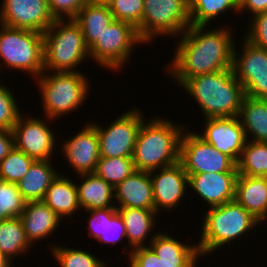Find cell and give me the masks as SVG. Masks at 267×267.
I'll return each mask as SVG.
<instances>
[{
    "label": "cell",
    "mask_w": 267,
    "mask_h": 267,
    "mask_svg": "<svg viewBox=\"0 0 267 267\" xmlns=\"http://www.w3.org/2000/svg\"><path fill=\"white\" fill-rule=\"evenodd\" d=\"M211 29L206 25H190L177 37L174 54L165 67L166 74L180 87L187 79L232 69L233 51L237 45L233 29L225 22ZM207 28V29H206ZM233 28V29H232ZM235 36V37H234Z\"/></svg>",
    "instance_id": "cell-1"
},
{
    "label": "cell",
    "mask_w": 267,
    "mask_h": 267,
    "mask_svg": "<svg viewBox=\"0 0 267 267\" xmlns=\"http://www.w3.org/2000/svg\"><path fill=\"white\" fill-rule=\"evenodd\" d=\"M202 218L201 228L199 227L200 239L196 241L202 259L237 242L234 245L236 247L238 241L249 238L247 235L253 232L252 229L260 230L262 227V224L236 200L207 208Z\"/></svg>",
    "instance_id": "cell-2"
},
{
    "label": "cell",
    "mask_w": 267,
    "mask_h": 267,
    "mask_svg": "<svg viewBox=\"0 0 267 267\" xmlns=\"http://www.w3.org/2000/svg\"><path fill=\"white\" fill-rule=\"evenodd\" d=\"M147 120V121H146ZM138 131L132 159L138 171H153L180 162V142L186 127L161 114L146 119Z\"/></svg>",
    "instance_id": "cell-3"
},
{
    "label": "cell",
    "mask_w": 267,
    "mask_h": 267,
    "mask_svg": "<svg viewBox=\"0 0 267 267\" xmlns=\"http://www.w3.org/2000/svg\"><path fill=\"white\" fill-rule=\"evenodd\" d=\"M180 87L200 107L203 119L239 116L245 97L233 69L193 76Z\"/></svg>",
    "instance_id": "cell-4"
},
{
    "label": "cell",
    "mask_w": 267,
    "mask_h": 267,
    "mask_svg": "<svg viewBox=\"0 0 267 267\" xmlns=\"http://www.w3.org/2000/svg\"><path fill=\"white\" fill-rule=\"evenodd\" d=\"M89 77L84 72H50L43 73L34 80L39 91V98L44 116L60 120L69 113L82 108L90 96ZM89 94V96H88ZM62 116V117H61Z\"/></svg>",
    "instance_id": "cell-5"
},
{
    "label": "cell",
    "mask_w": 267,
    "mask_h": 267,
    "mask_svg": "<svg viewBox=\"0 0 267 267\" xmlns=\"http://www.w3.org/2000/svg\"><path fill=\"white\" fill-rule=\"evenodd\" d=\"M43 39L44 71L82 72L78 67L90 59L89 48L74 19L54 20L43 33Z\"/></svg>",
    "instance_id": "cell-6"
},
{
    "label": "cell",
    "mask_w": 267,
    "mask_h": 267,
    "mask_svg": "<svg viewBox=\"0 0 267 267\" xmlns=\"http://www.w3.org/2000/svg\"><path fill=\"white\" fill-rule=\"evenodd\" d=\"M4 65L6 71H22L33 81L38 78L44 71L43 34L0 24V75Z\"/></svg>",
    "instance_id": "cell-7"
},
{
    "label": "cell",
    "mask_w": 267,
    "mask_h": 267,
    "mask_svg": "<svg viewBox=\"0 0 267 267\" xmlns=\"http://www.w3.org/2000/svg\"><path fill=\"white\" fill-rule=\"evenodd\" d=\"M143 6L137 32L147 46L158 37L175 39L191 25L188 0H144Z\"/></svg>",
    "instance_id": "cell-8"
},
{
    "label": "cell",
    "mask_w": 267,
    "mask_h": 267,
    "mask_svg": "<svg viewBox=\"0 0 267 267\" xmlns=\"http://www.w3.org/2000/svg\"><path fill=\"white\" fill-rule=\"evenodd\" d=\"M166 230H159L149 247H138L131 251L130 267H196L200 264L197 243L182 242ZM198 261V262H197Z\"/></svg>",
    "instance_id": "cell-9"
},
{
    "label": "cell",
    "mask_w": 267,
    "mask_h": 267,
    "mask_svg": "<svg viewBox=\"0 0 267 267\" xmlns=\"http://www.w3.org/2000/svg\"><path fill=\"white\" fill-rule=\"evenodd\" d=\"M141 44L145 43L139 37L136 27L114 20L89 48V57L93 63L99 64L105 70L109 69L110 73H118L130 63L134 49H137V45L142 46Z\"/></svg>",
    "instance_id": "cell-10"
},
{
    "label": "cell",
    "mask_w": 267,
    "mask_h": 267,
    "mask_svg": "<svg viewBox=\"0 0 267 267\" xmlns=\"http://www.w3.org/2000/svg\"><path fill=\"white\" fill-rule=\"evenodd\" d=\"M141 109L134 107L124 110V113L118 115L106 127L90 121L96 127L100 157H132L138 131L146 119Z\"/></svg>",
    "instance_id": "cell-11"
},
{
    "label": "cell",
    "mask_w": 267,
    "mask_h": 267,
    "mask_svg": "<svg viewBox=\"0 0 267 267\" xmlns=\"http://www.w3.org/2000/svg\"><path fill=\"white\" fill-rule=\"evenodd\" d=\"M26 115L22 113L13 127L15 147L34 160H53L59 144L49 124H54L56 120L46 116L40 119L32 113Z\"/></svg>",
    "instance_id": "cell-12"
},
{
    "label": "cell",
    "mask_w": 267,
    "mask_h": 267,
    "mask_svg": "<svg viewBox=\"0 0 267 267\" xmlns=\"http://www.w3.org/2000/svg\"><path fill=\"white\" fill-rule=\"evenodd\" d=\"M180 163L187 174L238 172L237 164L229 156L190 128H186L181 137Z\"/></svg>",
    "instance_id": "cell-13"
},
{
    "label": "cell",
    "mask_w": 267,
    "mask_h": 267,
    "mask_svg": "<svg viewBox=\"0 0 267 267\" xmlns=\"http://www.w3.org/2000/svg\"><path fill=\"white\" fill-rule=\"evenodd\" d=\"M242 39L239 41L241 48L234 46V75L243 85L245 95L267 100V49L253 45L244 37Z\"/></svg>",
    "instance_id": "cell-14"
},
{
    "label": "cell",
    "mask_w": 267,
    "mask_h": 267,
    "mask_svg": "<svg viewBox=\"0 0 267 267\" xmlns=\"http://www.w3.org/2000/svg\"><path fill=\"white\" fill-rule=\"evenodd\" d=\"M75 135L60 141L59 151L74 170V175L94 173L100 158L99 138L96 127L87 121Z\"/></svg>",
    "instance_id": "cell-15"
},
{
    "label": "cell",
    "mask_w": 267,
    "mask_h": 267,
    "mask_svg": "<svg viewBox=\"0 0 267 267\" xmlns=\"http://www.w3.org/2000/svg\"><path fill=\"white\" fill-rule=\"evenodd\" d=\"M0 24L44 33L53 23L48 0H2Z\"/></svg>",
    "instance_id": "cell-16"
},
{
    "label": "cell",
    "mask_w": 267,
    "mask_h": 267,
    "mask_svg": "<svg viewBox=\"0 0 267 267\" xmlns=\"http://www.w3.org/2000/svg\"><path fill=\"white\" fill-rule=\"evenodd\" d=\"M150 177L154 207L158 215L163 209L165 212L176 210L185 199V195L189 193V177L180 162L150 171Z\"/></svg>",
    "instance_id": "cell-17"
},
{
    "label": "cell",
    "mask_w": 267,
    "mask_h": 267,
    "mask_svg": "<svg viewBox=\"0 0 267 267\" xmlns=\"http://www.w3.org/2000/svg\"><path fill=\"white\" fill-rule=\"evenodd\" d=\"M203 120L205 121L203 129L197 134L237 164L247 141L239 117L205 118Z\"/></svg>",
    "instance_id": "cell-18"
},
{
    "label": "cell",
    "mask_w": 267,
    "mask_h": 267,
    "mask_svg": "<svg viewBox=\"0 0 267 267\" xmlns=\"http://www.w3.org/2000/svg\"><path fill=\"white\" fill-rule=\"evenodd\" d=\"M189 189L191 195L207 203V208L220 206L226 202L235 200L236 180L238 172H208L200 174H188Z\"/></svg>",
    "instance_id": "cell-19"
},
{
    "label": "cell",
    "mask_w": 267,
    "mask_h": 267,
    "mask_svg": "<svg viewBox=\"0 0 267 267\" xmlns=\"http://www.w3.org/2000/svg\"><path fill=\"white\" fill-rule=\"evenodd\" d=\"M20 219L26 237L33 246H36L34 242L37 244L54 236L58 226L63 223V220L43 201L27 202Z\"/></svg>",
    "instance_id": "cell-20"
},
{
    "label": "cell",
    "mask_w": 267,
    "mask_h": 267,
    "mask_svg": "<svg viewBox=\"0 0 267 267\" xmlns=\"http://www.w3.org/2000/svg\"><path fill=\"white\" fill-rule=\"evenodd\" d=\"M114 193L116 207L155 210L150 172L135 170L114 187Z\"/></svg>",
    "instance_id": "cell-21"
},
{
    "label": "cell",
    "mask_w": 267,
    "mask_h": 267,
    "mask_svg": "<svg viewBox=\"0 0 267 267\" xmlns=\"http://www.w3.org/2000/svg\"><path fill=\"white\" fill-rule=\"evenodd\" d=\"M116 208L125 225V241L128 243L126 245L129 246L131 250L138 247H149L151 241L158 234L156 231L157 229L155 228H158L156 222H158L157 217L159 215L156 213V211L141 208ZM148 237L151 238L149 239Z\"/></svg>",
    "instance_id": "cell-22"
},
{
    "label": "cell",
    "mask_w": 267,
    "mask_h": 267,
    "mask_svg": "<svg viewBox=\"0 0 267 267\" xmlns=\"http://www.w3.org/2000/svg\"><path fill=\"white\" fill-rule=\"evenodd\" d=\"M42 201L62 220L68 221V218H71L70 223L73 221L72 216L75 217V213L78 212L79 215L81 212L76 184L70 176L61 172L49 186Z\"/></svg>",
    "instance_id": "cell-23"
},
{
    "label": "cell",
    "mask_w": 267,
    "mask_h": 267,
    "mask_svg": "<svg viewBox=\"0 0 267 267\" xmlns=\"http://www.w3.org/2000/svg\"><path fill=\"white\" fill-rule=\"evenodd\" d=\"M235 200L261 224L267 222V184L263 177L238 174Z\"/></svg>",
    "instance_id": "cell-24"
},
{
    "label": "cell",
    "mask_w": 267,
    "mask_h": 267,
    "mask_svg": "<svg viewBox=\"0 0 267 267\" xmlns=\"http://www.w3.org/2000/svg\"><path fill=\"white\" fill-rule=\"evenodd\" d=\"M74 177L80 179L76 182L78 202L80 208L85 210L104 209L116 207L114 187L95 173L81 174Z\"/></svg>",
    "instance_id": "cell-25"
},
{
    "label": "cell",
    "mask_w": 267,
    "mask_h": 267,
    "mask_svg": "<svg viewBox=\"0 0 267 267\" xmlns=\"http://www.w3.org/2000/svg\"><path fill=\"white\" fill-rule=\"evenodd\" d=\"M52 164V160H35L24 177L16 183L26 202L44 199L49 186L60 173Z\"/></svg>",
    "instance_id": "cell-26"
},
{
    "label": "cell",
    "mask_w": 267,
    "mask_h": 267,
    "mask_svg": "<svg viewBox=\"0 0 267 267\" xmlns=\"http://www.w3.org/2000/svg\"><path fill=\"white\" fill-rule=\"evenodd\" d=\"M238 117L247 140L267 142V100L245 95Z\"/></svg>",
    "instance_id": "cell-27"
},
{
    "label": "cell",
    "mask_w": 267,
    "mask_h": 267,
    "mask_svg": "<svg viewBox=\"0 0 267 267\" xmlns=\"http://www.w3.org/2000/svg\"><path fill=\"white\" fill-rule=\"evenodd\" d=\"M115 20L108 5L85 4L74 18L84 35L86 46L90 48L102 32Z\"/></svg>",
    "instance_id": "cell-28"
},
{
    "label": "cell",
    "mask_w": 267,
    "mask_h": 267,
    "mask_svg": "<svg viewBox=\"0 0 267 267\" xmlns=\"http://www.w3.org/2000/svg\"><path fill=\"white\" fill-rule=\"evenodd\" d=\"M33 250V245L26 237L20 217L0 221V252L10 260H17ZM17 256V257H16Z\"/></svg>",
    "instance_id": "cell-29"
},
{
    "label": "cell",
    "mask_w": 267,
    "mask_h": 267,
    "mask_svg": "<svg viewBox=\"0 0 267 267\" xmlns=\"http://www.w3.org/2000/svg\"><path fill=\"white\" fill-rule=\"evenodd\" d=\"M188 6L191 25L210 26L230 11L239 14V0H188Z\"/></svg>",
    "instance_id": "cell-30"
},
{
    "label": "cell",
    "mask_w": 267,
    "mask_h": 267,
    "mask_svg": "<svg viewBox=\"0 0 267 267\" xmlns=\"http://www.w3.org/2000/svg\"><path fill=\"white\" fill-rule=\"evenodd\" d=\"M53 243V244H52ZM59 267H108L109 263L87 250L51 242L48 249ZM97 257V258H96Z\"/></svg>",
    "instance_id": "cell-31"
},
{
    "label": "cell",
    "mask_w": 267,
    "mask_h": 267,
    "mask_svg": "<svg viewBox=\"0 0 267 267\" xmlns=\"http://www.w3.org/2000/svg\"><path fill=\"white\" fill-rule=\"evenodd\" d=\"M238 174L251 177L267 175V142L246 141L237 163Z\"/></svg>",
    "instance_id": "cell-32"
},
{
    "label": "cell",
    "mask_w": 267,
    "mask_h": 267,
    "mask_svg": "<svg viewBox=\"0 0 267 267\" xmlns=\"http://www.w3.org/2000/svg\"><path fill=\"white\" fill-rule=\"evenodd\" d=\"M135 170L132 157H100L94 173L115 187Z\"/></svg>",
    "instance_id": "cell-33"
},
{
    "label": "cell",
    "mask_w": 267,
    "mask_h": 267,
    "mask_svg": "<svg viewBox=\"0 0 267 267\" xmlns=\"http://www.w3.org/2000/svg\"><path fill=\"white\" fill-rule=\"evenodd\" d=\"M35 160L15 146L0 162V180L10 183L19 182Z\"/></svg>",
    "instance_id": "cell-34"
},
{
    "label": "cell",
    "mask_w": 267,
    "mask_h": 267,
    "mask_svg": "<svg viewBox=\"0 0 267 267\" xmlns=\"http://www.w3.org/2000/svg\"><path fill=\"white\" fill-rule=\"evenodd\" d=\"M26 203L16 183L0 180V221L20 217Z\"/></svg>",
    "instance_id": "cell-35"
},
{
    "label": "cell",
    "mask_w": 267,
    "mask_h": 267,
    "mask_svg": "<svg viewBox=\"0 0 267 267\" xmlns=\"http://www.w3.org/2000/svg\"><path fill=\"white\" fill-rule=\"evenodd\" d=\"M1 81V78H0ZM12 88L0 82V129L13 130L14 125L22 114V107L16 99ZM15 96V97H14ZM19 105V106H18Z\"/></svg>",
    "instance_id": "cell-36"
},
{
    "label": "cell",
    "mask_w": 267,
    "mask_h": 267,
    "mask_svg": "<svg viewBox=\"0 0 267 267\" xmlns=\"http://www.w3.org/2000/svg\"><path fill=\"white\" fill-rule=\"evenodd\" d=\"M144 0H110L108 6L115 20L127 22L138 29L141 23Z\"/></svg>",
    "instance_id": "cell-37"
},
{
    "label": "cell",
    "mask_w": 267,
    "mask_h": 267,
    "mask_svg": "<svg viewBox=\"0 0 267 267\" xmlns=\"http://www.w3.org/2000/svg\"><path fill=\"white\" fill-rule=\"evenodd\" d=\"M124 239H126V231L120 214L116 212L112 217H105L104 237H100L98 242H100L102 245L109 244L111 246L116 245L119 242H123L122 245L124 246L121 247V250L123 248L122 251H124V255H128L126 257L128 258L132 250L124 244Z\"/></svg>",
    "instance_id": "cell-38"
},
{
    "label": "cell",
    "mask_w": 267,
    "mask_h": 267,
    "mask_svg": "<svg viewBox=\"0 0 267 267\" xmlns=\"http://www.w3.org/2000/svg\"><path fill=\"white\" fill-rule=\"evenodd\" d=\"M247 27L244 38L259 48L267 49V12L251 17Z\"/></svg>",
    "instance_id": "cell-39"
},
{
    "label": "cell",
    "mask_w": 267,
    "mask_h": 267,
    "mask_svg": "<svg viewBox=\"0 0 267 267\" xmlns=\"http://www.w3.org/2000/svg\"><path fill=\"white\" fill-rule=\"evenodd\" d=\"M85 212L88 214L87 217H83L87 218V226H85L88 230L87 234L89 238L92 237L97 241L100 237H104L105 217H112L117 212V208L85 210Z\"/></svg>",
    "instance_id": "cell-40"
},
{
    "label": "cell",
    "mask_w": 267,
    "mask_h": 267,
    "mask_svg": "<svg viewBox=\"0 0 267 267\" xmlns=\"http://www.w3.org/2000/svg\"><path fill=\"white\" fill-rule=\"evenodd\" d=\"M84 5V0H48L54 20L74 19Z\"/></svg>",
    "instance_id": "cell-41"
},
{
    "label": "cell",
    "mask_w": 267,
    "mask_h": 267,
    "mask_svg": "<svg viewBox=\"0 0 267 267\" xmlns=\"http://www.w3.org/2000/svg\"><path fill=\"white\" fill-rule=\"evenodd\" d=\"M246 11L250 16L247 21L254 15L267 12V0H239V15L246 14Z\"/></svg>",
    "instance_id": "cell-42"
},
{
    "label": "cell",
    "mask_w": 267,
    "mask_h": 267,
    "mask_svg": "<svg viewBox=\"0 0 267 267\" xmlns=\"http://www.w3.org/2000/svg\"><path fill=\"white\" fill-rule=\"evenodd\" d=\"M14 146L13 131L0 129V162L10 153Z\"/></svg>",
    "instance_id": "cell-43"
},
{
    "label": "cell",
    "mask_w": 267,
    "mask_h": 267,
    "mask_svg": "<svg viewBox=\"0 0 267 267\" xmlns=\"http://www.w3.org/2000/svg\"><path fill=\"white\" fill-rule=\"evenodd\" d=\"M15 261L10 260L6 255L0 252V267H13Z\"/></svg>",
    "instance_id": "cell-44"
},
{
    "label": "cell",
    "mask_w": 267,
    "mask_h": 267,
    "mask_svg": "<svg viewBox=\"0 0 267 267\" xmlns=\"http://www.w3.org/2000/svg\"><path fill=\"white\" fill-rule=\"evenodd\" d=\"M110 0H84L85 4L108 5Z\"/></svg>",
    "instance_id": "cell-45"
},
{
    "label": "cell",
    "mask_w": 267,
    "mask_h": 267,
    "mask_svg": "<svg viewBox=\"0 0 267 267\" xmlns=\"http://www.w3.org/2000/svg\"><path fill=\"white\" fill-rule=\"evenodd\" d=\"M264 180L266 181V184H267V175L263 177Z\"/></svg>",
    "instance_id": "cell-46"
}]
</instances>
